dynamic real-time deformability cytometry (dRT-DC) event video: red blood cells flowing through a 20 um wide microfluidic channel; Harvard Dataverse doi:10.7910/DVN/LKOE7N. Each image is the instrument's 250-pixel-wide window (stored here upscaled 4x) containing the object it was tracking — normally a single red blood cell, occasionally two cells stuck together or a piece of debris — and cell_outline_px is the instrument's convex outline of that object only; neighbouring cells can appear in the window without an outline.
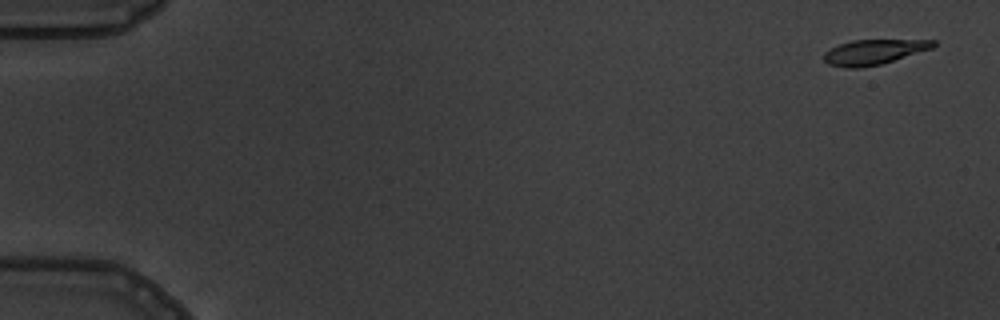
{"species": "common noctule bat (a hibernating species)", "species_latin": "Nyctalus noctula", "temperature_condition": "warm", "stored_images_in_passage": 7, "camera_frame_rate_fps": 3000, "um_per_image_px": 0.085, "animal": {"sex": "male", "body_mass_g": 19.5, "forearm_length_mm": 54.6}, "frame": {"image": 1, "passage_image": 1, "time_ms": 0.0, "image_size_px": [1000, 320], "cell_outline_px": [[936, 44], [932, 48], [880, 64], [860, 68], [844, 68], [828, 64], [824, 60], [824, 52], [840, 44], [852, 40], [936, 40]], "centroid_in_image_um": [74.24, 4.42], "position_along_channel_um": 10.8, "area_um2": 15.72}}
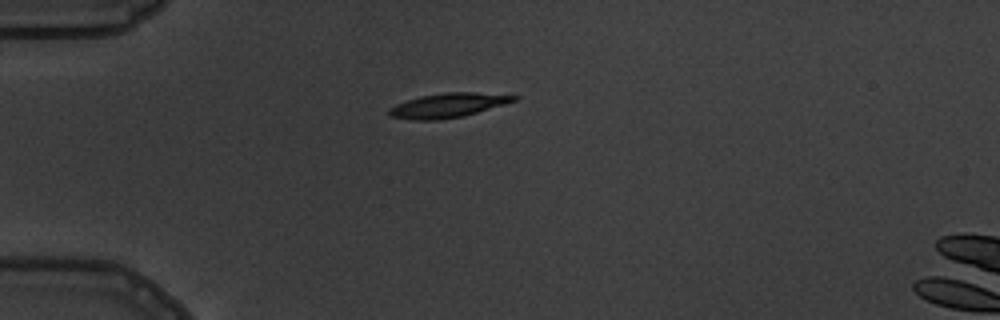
{"frame": {"image": 2, "passage_image": 4, "time_ms": 4.333, "image_size_px": [1000, 320], "cell_outline_px": [[520, 96], [516, 100], [504, 104], [464, 116], [436, 120], [416, 120], [388, 116], [388, 108], [396, 104], [420, 96], [444, 92], [476, 92]], "centroid_in_image_um": [38.06, 8.95], "position_along_channel_um": 46.9, "area_um2": 17.63}}